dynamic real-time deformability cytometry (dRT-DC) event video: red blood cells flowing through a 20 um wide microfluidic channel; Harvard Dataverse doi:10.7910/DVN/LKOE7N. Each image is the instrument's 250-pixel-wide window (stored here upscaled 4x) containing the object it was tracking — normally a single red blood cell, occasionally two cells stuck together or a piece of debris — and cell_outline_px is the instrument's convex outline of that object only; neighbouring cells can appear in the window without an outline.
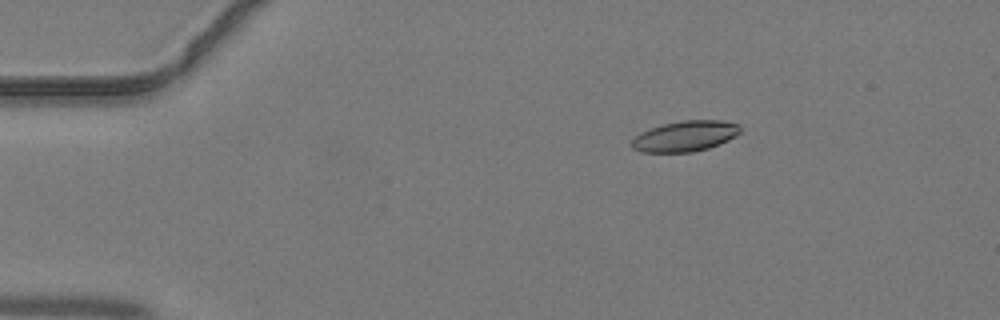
{"species": "common noctule bat (a hibernating species)", "species_latin": "Nyctalus noctula", "temperature_condition": "warm", "stored_images_in_passage": 40, "camera_frame_rate_fps": 3000, "um_per_image_px": 0.085, "animal": {"sex": "male", "body_mass_g": 19.2, "forearm_length_mm": 51.8}, "frame": {"image": 1, "passage_image": 3, "time_ms": 0.667, "image_size_px": [1000, 320], "cell_outline_px": [[740, 132], [736, 136], [720, 144], [708, 148], [692, 152], [640, 152], [632, 148], [632, 140], [640, 132], [664, 124], [680, 120], [720, 120], [740, 124]], "centroid_in_image_um": [58.25, 11.57], "position_along_channel_um": 26.7, "area_um2": 19.36}}
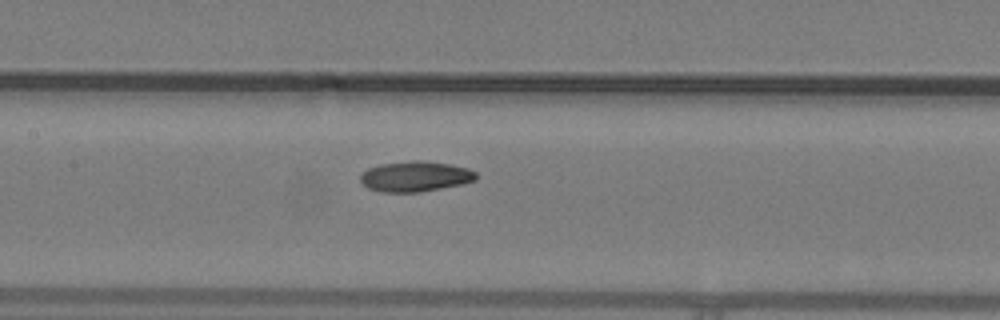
{"frame": {"image": 2, "passage_image": 17, "time_ms": 5.333, "image_size_px": [1000, 320], "cell_outline_px": [[476, 180], [460, 184], [420, 192], [380, 192], [368, 188], [360, 180], [360, 176], [368, 168], [380, 164], [412, 160], [420, 160], [452, 164], [468, 168], [476, 172]], "centroid_in_image_um": [35.3, 14.99], "position_along_channel_um": 172.1, "area_um2": 20.46}}
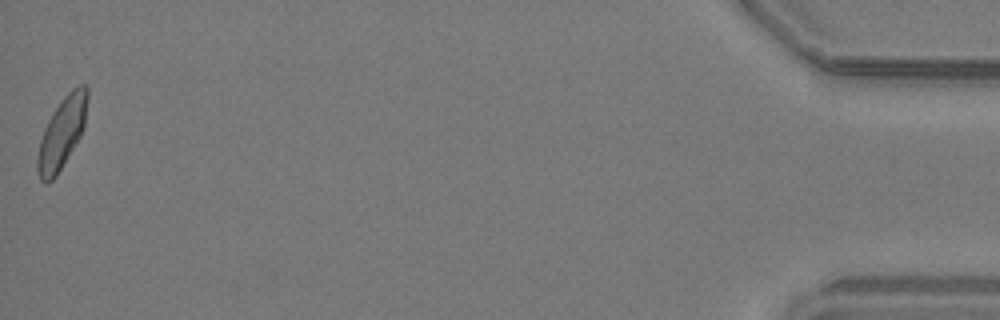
{"frame": {"image": 3, "passage_image": 40, "time_ms": 13.0, "image_size_px": [1000, 320], "cell_outline_px": [[88, 100], [84, 128], [80, 136], [56, 176], [48, 184], [40, 180], [36, 168], [36, 156], [40, 140], [44, 128], [52, 112], [60, 100], [72, 88], [80, 84], [84, 84], [88, 88]], "centroid_in_image_um": [5.25, 11.28], "position_along_channel_um": 429.9, "area_um2": 20.87}}